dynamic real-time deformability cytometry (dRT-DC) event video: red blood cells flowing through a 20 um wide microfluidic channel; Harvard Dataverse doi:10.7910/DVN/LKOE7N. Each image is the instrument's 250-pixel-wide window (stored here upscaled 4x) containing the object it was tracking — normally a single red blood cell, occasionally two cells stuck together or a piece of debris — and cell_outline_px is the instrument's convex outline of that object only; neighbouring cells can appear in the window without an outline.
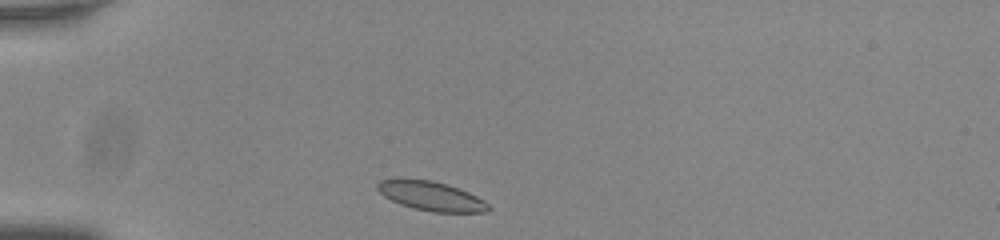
{"species": "common noctule bat (a hibernating species)", "species_latin": "Nyctalus noctula", "temperature_condition": "room temperature", "stored_images_in_passage": 34, "camera_frame_rate_fps": 3000, "um_per_image_px": 0.085, "animal": {"sex": "male", "body_mass_g": 20.0, "forearm_length_mm": 53.3}, "frame": {"image": 1, "passage_image": 1, "time_ms": 0.0, "image_size_px": [1000, 240], "cell_outline_px": [[492, 208], [488, 212], [432, 212], [400, 204], [384, 196], [376, 188], [376, 184], [380, 180], [432, 180], [468, 192], [484, 200]], "centroid_in_image_um": [36.68, 16.69], "position_along_channel_um": 48.3, "area_um2": 18.44}}
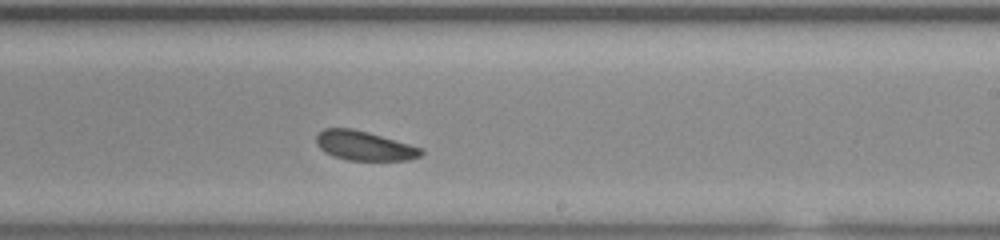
{"frame": {"image": 2, "passage_image": 20, "time_ms": 6.333, "image_size_px": [1000, 240], "cell_outline_px": [[424, 152], [420, 156], [408, 160], [348, 160], [332, 156], [324, 152], [316, 144], [316, 136], [324, 128], [352, 128], [368, 132], [424, 148]], "centroid_in_image_um": [30.97, 12.39], "position_along_channel_um": 258.0, "area_um2": 18.03}}
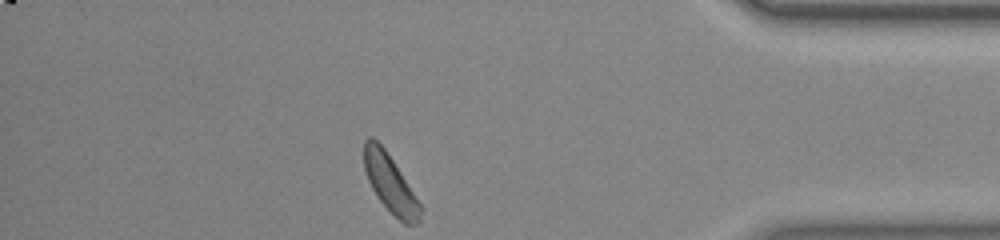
{"frame": {"image": 3, "passage_image": 34, "time_ms": 11.0, "image_size_px": [1000, 240], "cell_outline_px": [[424, 208], [420, 220], [416, 224], [404, 224], [380, 200], [372, 188], [368, 180], [364, 168], [364, 140], [368, 136], [372, 136], [384, 148]], "centroid_in_image_um": [33.18, 15.6], "position_along_channel_um": 402.0, "area_um2": 18.67}, "authors_computed_cell_mechanics": {"area_um2": 18.3515, "velocity_mm_per_s": 3.7383, "shape_relaxation_time_tau1_ms": 1.5297, "shape_relaxation_time_tau2_ms": 2.8186, "deformation_change_tau1": 0.0668, "deformation_change_tau2": 0.1017}}